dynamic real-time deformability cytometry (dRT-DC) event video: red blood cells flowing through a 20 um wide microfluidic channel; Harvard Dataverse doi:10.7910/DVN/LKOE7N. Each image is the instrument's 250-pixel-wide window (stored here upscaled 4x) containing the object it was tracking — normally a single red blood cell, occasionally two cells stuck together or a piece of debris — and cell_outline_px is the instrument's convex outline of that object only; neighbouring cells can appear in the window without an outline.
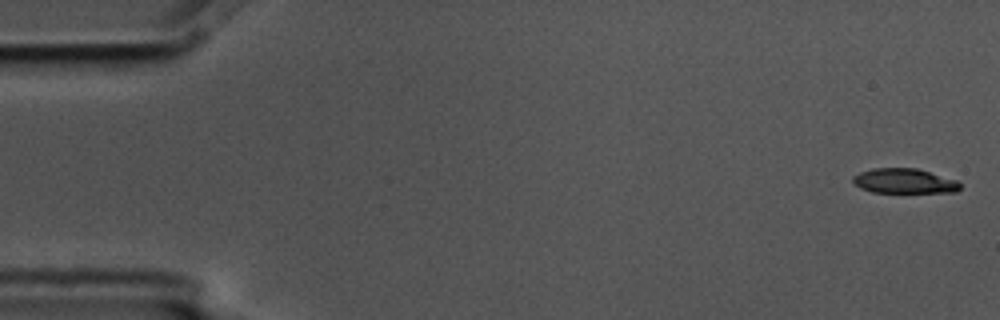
{"species": "common noctule bat (a hibernating species)", "species_latin": "Nyctalus noctula", "temperature_condition": "cold", "stored_images_in_passage": 5, "camera_frame_rate_fps": 3000, "um_per_image_px": 0.085, "animal": {"sex": "male", "body_mass_g": 17.5, "forearm_length_mm": 52.3}, "frame": {"image": 1, "passage_image": 1, "time_ms": 0.0, "image_size_px": [1000, 320], "cell_outline_px": [[960, 188], [956, 192], [872, 192], [860, 188], [852, 180], [852, 176], [860, 172], [872, 168], [916, 168], [956, 180], [960, 184]], "centroid_in_image_um": [76.83, 15.38], "position_along_channel_um": 8.2, "area_um2": 15.37}}
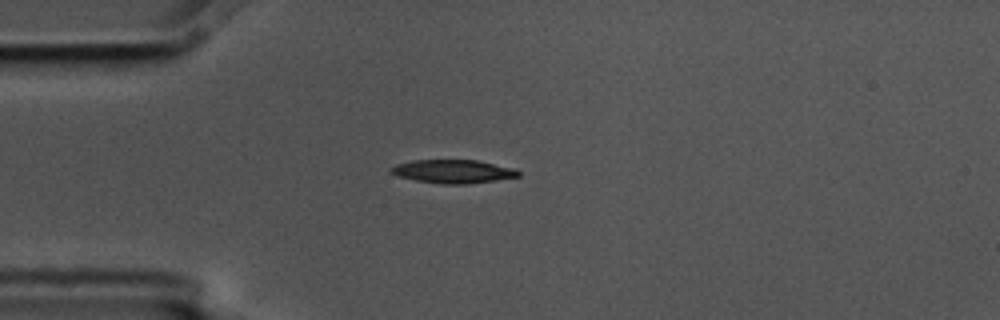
{"frame": {"image": 2, "passage_image": 5, "time_ms": 1.333, "image_size_px": [1000, 320], "cell_outline_px": [[520, 176], [496, 180], [468, 184], [440, 184], [416, 180], [400, 176], [388, 172], [388, 168], [396, 164], [412, 160], [476, 160], [516, 168], [520, 172]], "centroid_in_image_um": [38.51, 14.57], "position_along_channel_um": 46.5, "area_um2": 17.51}}